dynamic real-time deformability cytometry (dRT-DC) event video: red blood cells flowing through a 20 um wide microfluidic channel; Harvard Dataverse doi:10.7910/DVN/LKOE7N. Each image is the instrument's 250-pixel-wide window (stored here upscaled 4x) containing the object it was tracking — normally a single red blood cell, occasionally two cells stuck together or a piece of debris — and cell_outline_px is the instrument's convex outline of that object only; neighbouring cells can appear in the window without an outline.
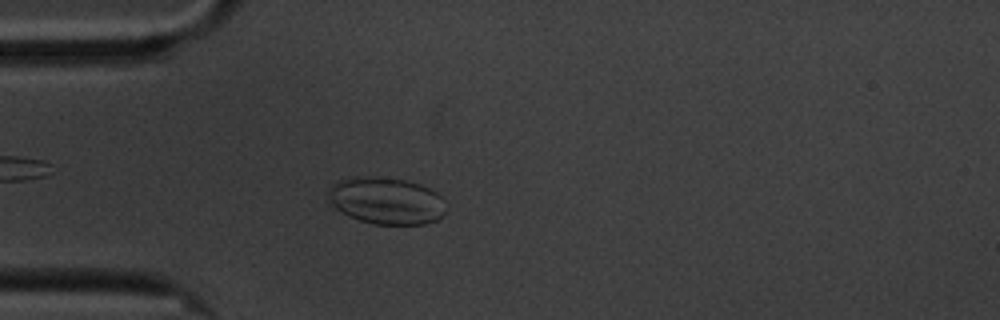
{"species": "common noctule bat (a hibernating species)", "species_latin": "Nyctalus noctula", "temperature_condition": "cold", "stored_images_in_passage": 59, "camera_frame_rate_fps": 3000, "um_per_image_px": 0.085, "animal": {"sex": "male", "body_mass_g": 20.1, "forearm_length_mm": 53.5}, "frame": {"image": 1, "passage_image": 16, "time_ms": 5.0, "image_size_px": [1000, 320], "cell_outline_px": [[444, 212], [436, 220], [424, 224], [372, 224], [348, 216], [336, 208], [328, 200], [328, 192], [332, 184], [336, 180], [348, 176], [376, 176], [408, 180], [420, 184], [436, 192], [444, 200]], "centroid_in_image_um": [32.79, 17.04], "position_along_channel_um": 52.2, "area_um2": 32.48}}
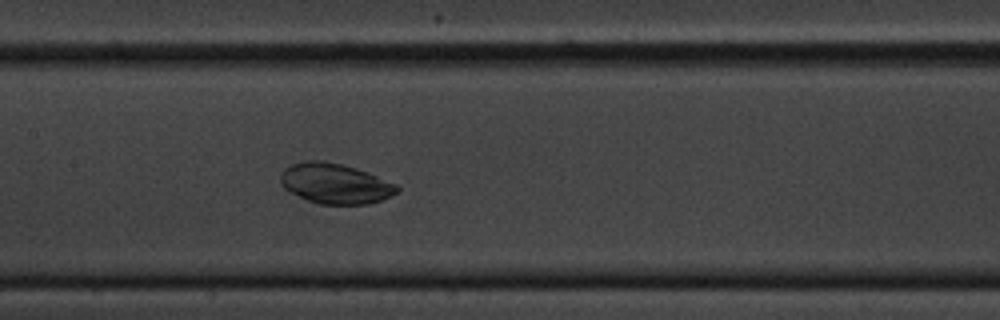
{"frame": {"image": 2, "passage_image": 28, "time_ms": 9.0, "image_size_px": [1000, 320], "cell_outline_px": [[400, 192], [392, 196], [368, 204], [320, 204], [308, 200], [284, 188], [280, 184], [280, 176], [284, 168], [292, 164], [308, 160], [324, 160], [356, 168], [396, 184], [400, 188]], "centroid_in_image_um": [28.5, 15.6], "position_along_channel_um": 178.9, "area_um2": 27.22}}
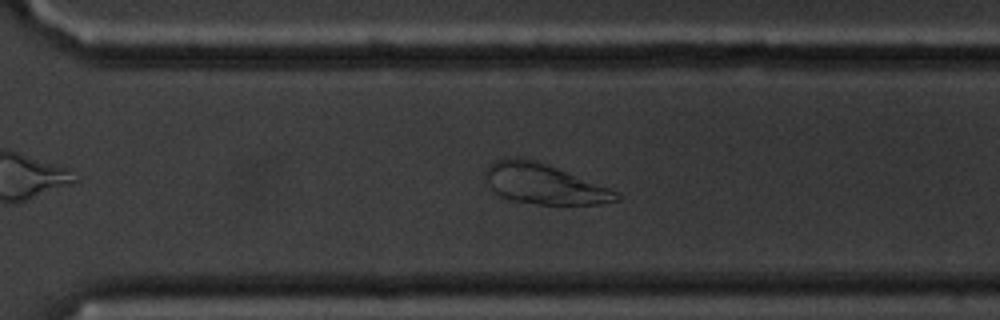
{"frame": {"image": 3, "passage_image": 41, "time_ms": 13.333, "image_size_px": [1000, 320], "cell_outline_px": [[620, 200], [600, 204], [540, 204], [508, 200], [492, 192], [484, 176], [484, 168], [488, 164], [496, 160], [508, 156], [516, 156], [536, 160], [620, 192]], "centroid_in_image_um": [46.17, 15.62], "position_along_channel_um": 324.4, "area_um2": 31.1}}